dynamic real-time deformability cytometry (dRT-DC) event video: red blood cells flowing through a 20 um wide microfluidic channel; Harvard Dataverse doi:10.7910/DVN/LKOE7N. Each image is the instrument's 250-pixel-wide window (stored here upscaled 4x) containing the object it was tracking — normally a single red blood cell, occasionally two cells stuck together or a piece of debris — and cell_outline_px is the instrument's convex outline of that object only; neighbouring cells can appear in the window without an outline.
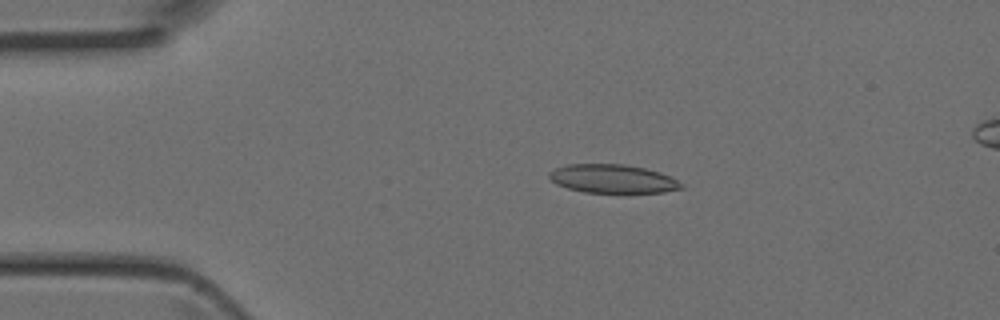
{"species": "Egyptian fruit bat (a non-hibernating species)", "species_latin": "Rousettus aegyptiacus", "temperature_condition": "room temperature", "stored_images_in_passage": 5, "camera_frame_rate_fps": 3000, "um_per_image_px": 0.085, "animal": {"sex": "female"}, "frame": {"image": 1, "passage_image": 3, "time_ms": 0.667, "image_size_px": [1000, 320], "cell_outline_px": [[684, 188], [664, 192], [628, 196], [584, 192], [568, 188], [556, 184], [548, 176], [548, 172], [556, 168], [568, 164], [624, 164], [644, 168], [660, 172], [684, 184]], "centroid_in_image_um": [52.12, 15.25], "position_along_channel_um": 32.9, "area_um2": 23.0}}